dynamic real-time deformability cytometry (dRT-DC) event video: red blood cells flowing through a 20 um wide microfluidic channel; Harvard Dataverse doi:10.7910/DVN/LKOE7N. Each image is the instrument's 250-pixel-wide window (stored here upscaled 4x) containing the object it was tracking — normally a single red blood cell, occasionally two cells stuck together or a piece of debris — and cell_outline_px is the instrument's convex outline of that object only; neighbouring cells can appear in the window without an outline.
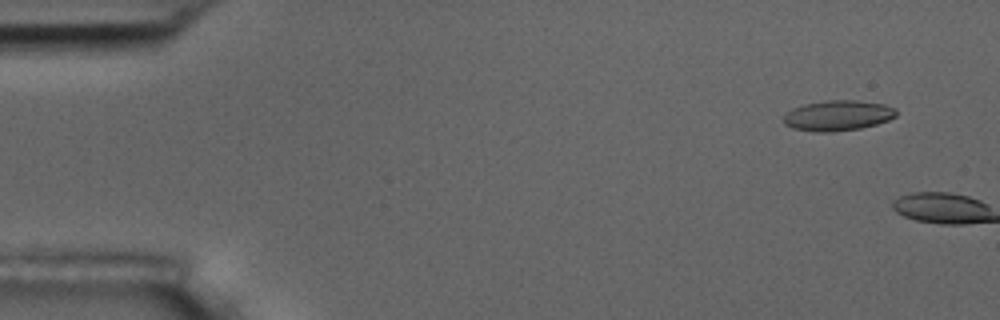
{"species": "common noctule bat (a hibernating species)", "species_latin": "Nyctalus noctula", "temperature_condition": "room temperature", "stored_images_in_passage": 2, "camera_frame_rate_fps": 3000, "um_per_image_px": 0.085, "animal": {"sex": "male", "body_mass_g": 17.5, "forearm_length_mm": 52.3}, "frame": {"image": 1, "passage_image": 1, "time_ms": 0.0, "image_size_px": [1000, 320], "cell_outline_px": [[896, 116], [888, 120], [876, 124], [860, 128], [832, 132], [816, 132], [792, 128], [784, 124], [784, 116], [792, 108], [804, 104], [824, 100], [856, 100], [884, 104], [896, 108]], "centroid_in_image_um": [71.21, 9.81], "position_along_channel_um": 13.8, "area_um2": 20.0}}